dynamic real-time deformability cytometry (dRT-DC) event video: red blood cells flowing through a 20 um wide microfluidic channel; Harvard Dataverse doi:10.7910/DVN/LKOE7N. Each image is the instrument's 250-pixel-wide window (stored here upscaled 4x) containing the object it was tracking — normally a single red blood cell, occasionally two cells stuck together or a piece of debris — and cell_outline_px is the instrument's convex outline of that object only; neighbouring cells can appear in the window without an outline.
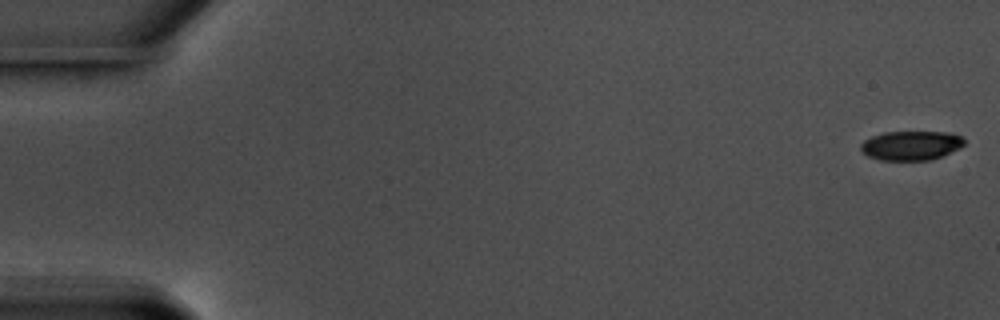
{"species": "common noctule bat (a hibernating species)", "species_latin": "Nyctalus noctula", "temperature_condition": "warm", "stored_images_in_passage": 58, "camera_frame_rate_fps": 3000, "um_per_image_px": 0.085, "animal": {"sex": "male", "body_mass_g": 17.5, "forearm_length_mm": 52.3}, "frame": {"image": 1, "passage_image": 1, "time_ms": 0.0, "image_size_px": [1000, 320], "cell_outline_px": [[964, 144], [960, 148], [940, 156], [928, 160], [880, 160], [868, 156], [860, 148], [860, 144], [864, 140], [872, 136], [884, 132], [948, 132], [960, 136], [964, 140]], "centroid_in_image_um": [77.42, 12.36], "position_along_channel_um": 7.6, "area_um2": 17.51}}
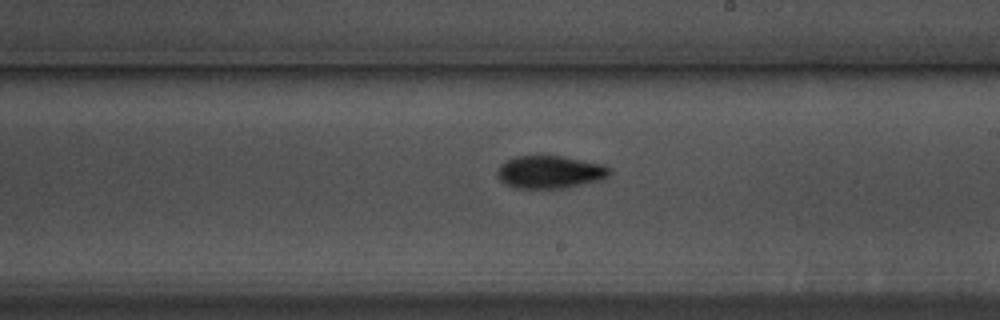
{"frame": {"image": 2, "passage_image": 34, "time_ms": 11.0, "image_size_px": [1000, 320], "cell_outline_px": [[612, 172], [608, 176], [600, 180], [564, 188], [516, 188], [500, 180], [496, 172], [500, 164], [516, 156], [560, 156], [604, 164]], "centroid_in_image_um": [46.75, 14.62], "position_along_channel_um": 242.3, "area_um2": 21.21}}
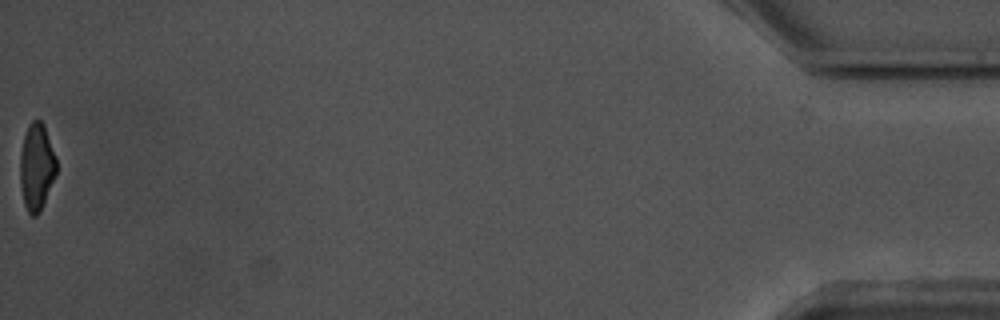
{"frame": {"image": 3, "passage_image": 58, "time_ms": 19.0, "image_size_px": [1000, 320], "cell_outline_px": [[56, 172], [40, 212], [36, 216], [32, 216], [28, 212], [24, 204], [20, 184], [20, 152], [24, 136], [28, 124], [32, 120], [40, 120], [44, 124], [56, 156]], "centroid_in_image_um": [3.1, 14.16], "position_along_channel_um": 432.1, "area_um2": 18.38}, "authors_computed_cell_mechanics": {"area_um2": 19.7676, "velocity_mm_per_s": 3.5831, "shape_relaxation_time_tau1_ms": 2.8544, "shape_relaxation_time_tau2_ms": 3.4258, "deformation_change_tau1": 0.149, "deformation_change_tau2": 0.1008}}